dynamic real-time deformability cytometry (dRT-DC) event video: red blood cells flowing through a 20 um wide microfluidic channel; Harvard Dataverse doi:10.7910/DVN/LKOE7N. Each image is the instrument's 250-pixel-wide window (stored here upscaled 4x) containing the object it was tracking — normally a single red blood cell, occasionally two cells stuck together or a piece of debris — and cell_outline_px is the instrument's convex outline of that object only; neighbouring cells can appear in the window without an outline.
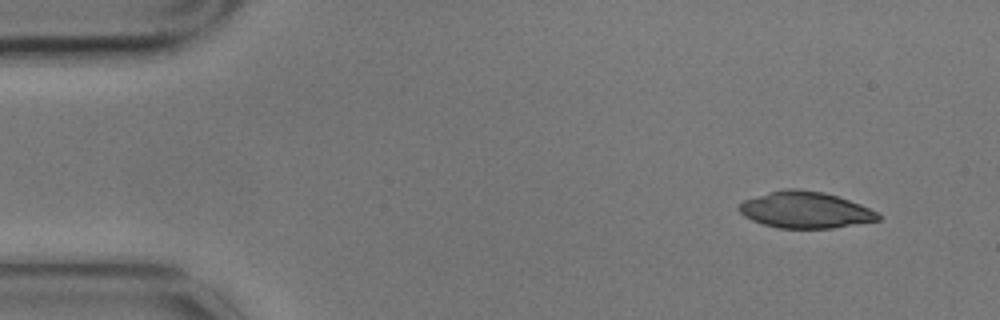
{"species": "common noctule bat (a hibernating species)", "species_latin": "Nyctalus noctula", "temperature_condition": "cold", "stored_images_in_passage": 5, "camera_frame_rate_fps": 3000, "um_per_image_px": 0.085, "animal": {"sex": "male", "body_mass_g": 17.9}, "frame": {"image": 1, "passage_image": 1, "time_ms": 0.0, "image_size_px": [1000, 320], "cell_outline_px": [[880, 220], [832, 228], [780, 228], [764, 224], [752, 220], [744, 216], [736, 208], [744, 200], [784, 188], [796, 188], [824, 192], [860, 204], [876, 212], [880, 216]], "centroid_in_image_um": [68.43, 17.84], "position_along_channel_um": 16.6, "area_um2": 29.25}}